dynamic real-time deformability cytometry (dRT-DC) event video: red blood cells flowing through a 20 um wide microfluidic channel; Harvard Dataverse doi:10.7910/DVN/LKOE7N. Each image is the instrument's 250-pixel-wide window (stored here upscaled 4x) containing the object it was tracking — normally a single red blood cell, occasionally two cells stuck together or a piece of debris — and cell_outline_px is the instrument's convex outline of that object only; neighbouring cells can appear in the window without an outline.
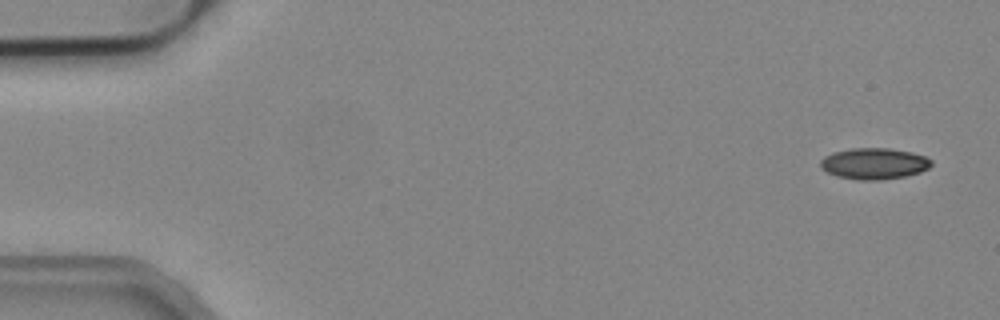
{"species": "common noctule bat (a hibernating species)", "species_latin": "Nyctalus noctula", "temperature_condition": "cold", "stored_images_in_passage": 4, "camera_frame_rate_fps": 3000, "um_per_image_px": 0.085, "animal": {"sex": "male", "body_mass_g": 19.2, "forearm_length_mm": 51.8}, "frame": {"image": 1, "passage_image": 1, "time_ms": 0.0, "image_size_px": [1000, 320], "cell_outline_px": [[932, 164], [928, 168], [920, 172], [904, 176], [880, 180], [860, 180], [836, 176], [820, 168], [820, 160], [824, 156], [832, 152], [852, 148], [888, 148], [912, 152], [924, 156], [932, 160]], "centroid_in_image_um": [74.27, 13.9], "position_along_channel_um": 10.7, "area_um2": 20.23}}
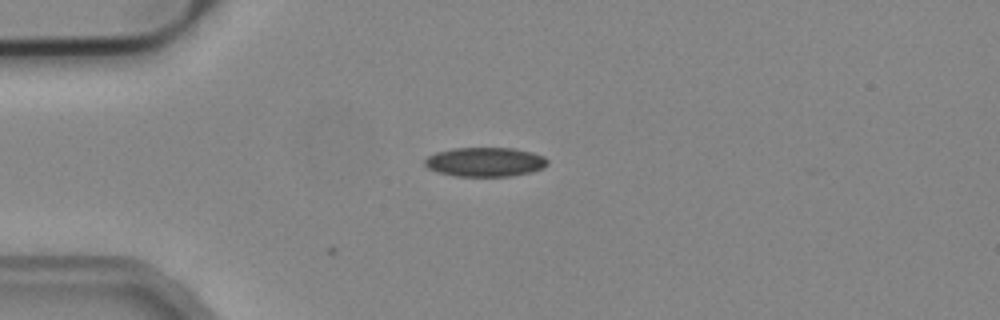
{"frame": {"image": 2, "passage_image": 4, "time_ms": 1.0, "image_size_px": [1000, 320], "cell_outline_px": [[548, 164], [544, 168], [532, 172], [512, 176], [456, 176], [440, 172], [428, 168], [424, 164], [424, 160], [428, 156], [436, 152], [452, 148], [512, 148], [532, 152], [544, 156], [548, 160]], "centroid_in_image_um": [41.26, 13.76], "position_along_channel_um": 43.7, "area_um2": 20.98}}